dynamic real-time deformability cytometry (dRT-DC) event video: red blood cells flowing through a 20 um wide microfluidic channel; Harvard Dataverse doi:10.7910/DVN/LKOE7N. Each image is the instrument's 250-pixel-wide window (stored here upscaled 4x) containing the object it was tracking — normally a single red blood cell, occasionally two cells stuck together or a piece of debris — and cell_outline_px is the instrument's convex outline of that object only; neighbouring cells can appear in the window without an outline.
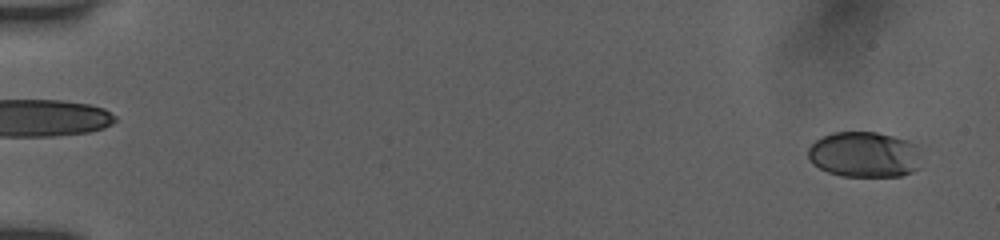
{"species": "human", "species_latin": "Homo sapiens", "temperature_condition": "room temperature", "stored_images_in_passage": 45, "camera_frame_rate_fps": 3000, "um_per_image_px": 0.085, "donor": {"sex": "female"}, "frame": {"image": 1, "passage_image": 2, "time_ms": 0.333, "image_size_px": [1000, 240], "cell_outline_px": [[920, 168], [912, 172], [900, 176], [840, 176], [828, 172], [812, 164], [808, 156], [808, 148], [816, 140], [832, 132], [876, 132], [908, 140], [916, 144]], "centroid_in_image_um": [73.46, 13.14], "position_along_channel_um": 11.5, "area_um2": 30.17}}
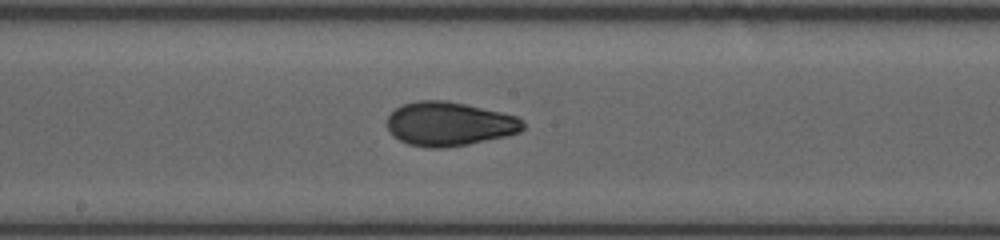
{"frame": {"image": 2, "passage_image": 25, "time_ms": 8.0, "image_size_px": [1000, 240], "cell_outline_px": [[524, 128], [520, 132], [508, 136], [468, 144], [444, 148], [432, 148], [408, 144], [392, 136], [388, 128], [388, 116], [396, 108], [404, 104], [416, 100], [444, 100], [464, 104], [500, 112], [516, 116], [524, 120]], "centroid_in_image_um": [38.2, 10.54], "position_along_channel_um": 210.0, "area_um2": 34.8}}
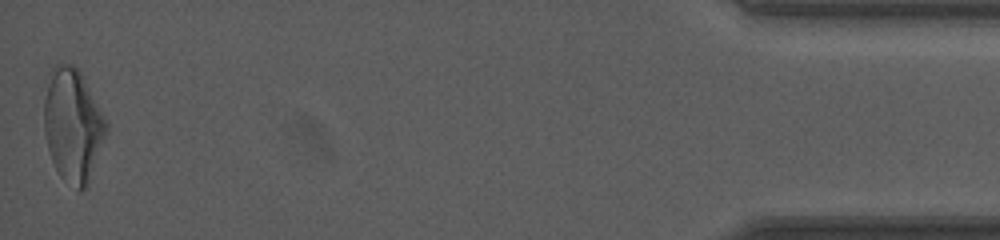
{"frame": {"image": 3, "passage_image": 45, "time_ms": 14.667, "image_size_px": [1000, 240], "cell_outline_px": [[108, 128], [88, 184], [84, 188], [80, 188], [60, 176], [52, 160], [48, 148], [44, 132], [44, 100], [52, 64], [72, 64], [80, 72], [104, 116], [108, 124]], "centroid_in_image_um": [6.18, 10.6], "position_along_channel_um": 429.0, "area_um2": 40.17}, "authors_computed_cell_mechanics": {"area_um2": 34.102, "velocity_mm_per_s": 3.9599, "shape_relaxation_time_tau1_ms": 4.3297, "shape_relaxation_time_tau2_ms": 1.3533, "deformation_change_tau1": 0.171, "deformation_change_tau2": 0.0557}}